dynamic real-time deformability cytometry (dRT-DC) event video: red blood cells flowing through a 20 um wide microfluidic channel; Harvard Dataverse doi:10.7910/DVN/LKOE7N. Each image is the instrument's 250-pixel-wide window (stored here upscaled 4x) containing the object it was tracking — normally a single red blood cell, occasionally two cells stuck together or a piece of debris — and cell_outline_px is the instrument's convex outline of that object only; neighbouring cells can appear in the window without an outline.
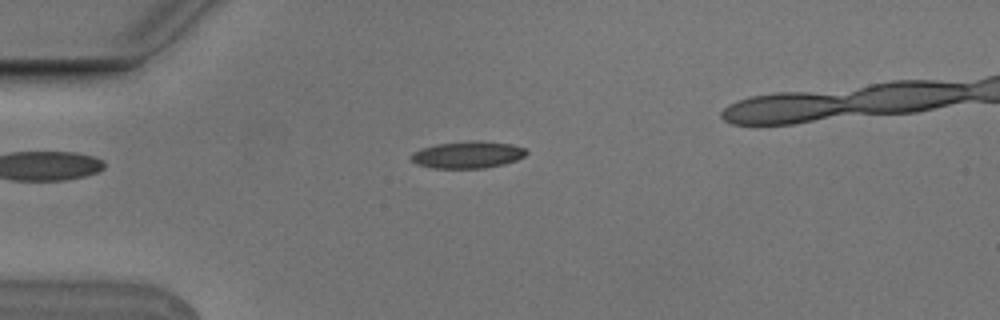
{"species": "Egyptian fruit bat (a non-hibernating species)", "species_latin": "Rousettus aegyptiacus", "temperature_condition": "cold", "stored_images_in_passage": 5, "segment_of_instrument_passage": [1, 2], "camera_frame_rate_fps": 3000, "um_per_image_px": 0.085, "animal": {"sex": "male"}, "frame": {"image": 1, "passage_image": 4, "time_ms": 1.0, "image_size_px": [1000, 320], "cell_outline_px": [[528, 152], [524, 156], [516, 160], [504, 164], [484, 168], [432, 168], [416, 164], [408, 156], [412, 152], [420, 148], [436, 144], [472, 140], [480, 140], [512, 144], [524, 148]], "centroid_in_image_um": [39.72, 13.14], "position_along_channel_um": 45.3, "area_um2": 18.32}}